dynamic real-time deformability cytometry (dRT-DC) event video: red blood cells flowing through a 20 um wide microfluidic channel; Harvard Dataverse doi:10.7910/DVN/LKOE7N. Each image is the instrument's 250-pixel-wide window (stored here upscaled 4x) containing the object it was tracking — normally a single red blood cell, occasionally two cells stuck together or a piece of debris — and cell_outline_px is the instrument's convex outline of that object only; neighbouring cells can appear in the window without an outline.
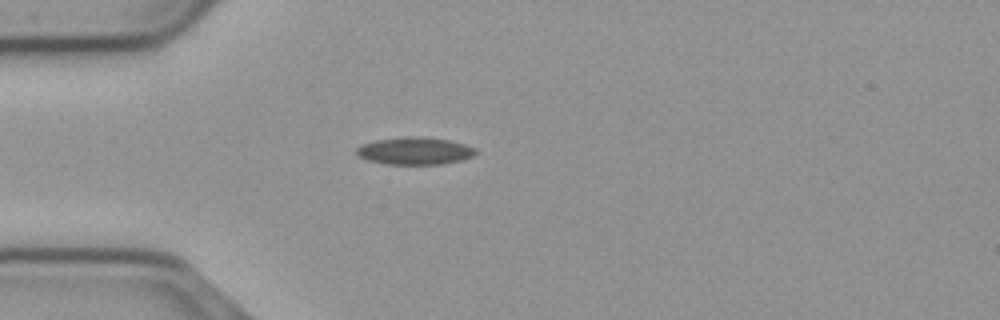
{"species": "common noctule bat (a hibernating species)", "species_latin": "Nyctalus noctula", "temperature_condition": "cold", "stored_images_in_passage": 41, "camera_frame_rate_fps": 3000, "um_per_image_px": 0.085, "animal": {"sex": "male", "body_mass_g": 23.1, "forearm_length_mm": 52.7}, "frame": {"image": 1, "passage_image": 1, "time_ms": 0.0, "image_size_px": [1000, 320], "cell_outline_px": [[476, 152], [472, 156], [460, 160], [444, 164], [384, 164], [368, 160], [360, 156], [356, 152], [356, 148], [360, 144], [376, 140], [408, 136], [416, 136], [448, 140], [464, 144], [476, 148]], "centroid_in_image_um": [35.23, 12.83], "position_along_channel_um": 49.8, "area_um2": 18.9}}
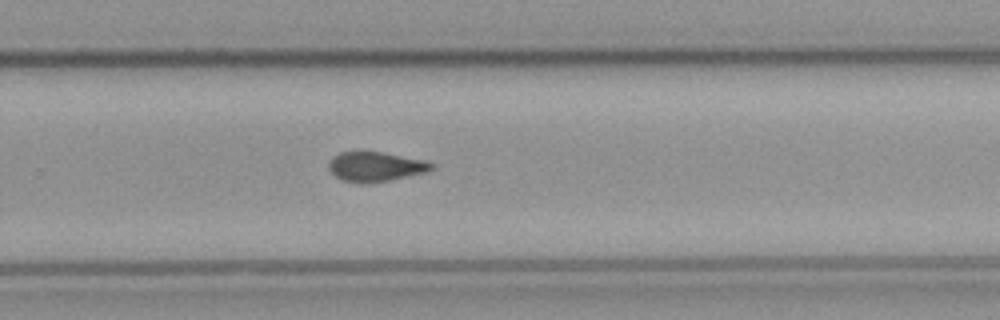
{"frame": {"image": 2, "passage_image": 22, "time_ms": 7.0, "image_size_px": [1000, 320], "cell_outline_px": [[436, 168], [428, 172], [388, 180], [344, 180], [336, 176], [332, 172], [328, 164], [328, 160], [332, 156], [340, 152], [384, 152], [428, 160], [436, 164]], "centroid_in_image_um": [32.03, 14.1], "position_along_channel_um": 297.8, "area_um2": 17.34}}
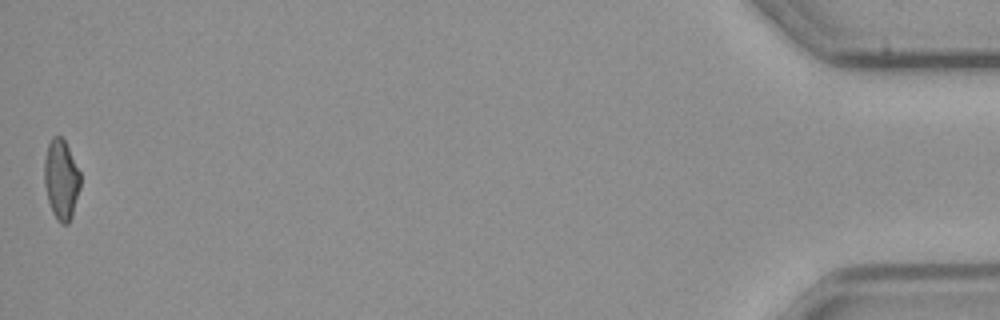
{"frame": {"image": 3, "passage_image": 41, "time_ms": 13.333, "image_size_px": [1000, 320], "cell_outline_px": [[80, 188], [72, 216], [68, 224], [60, 224], [56, 220], [52, 212], [48, 200], [44, 184], [44, 160], [48, 144], [52, 136], [60, 136], [64, 140], [80, 172]], "centroid_in_image_um": [5.19, 15.29], "position_along_channel_um": 430.0, "area_um2": 16.82}, "authors_computed_cell_mechanics": {"area_um2": 17.8602, "velocity_mm_per_s": 3.6996, "shape_relaxation_time_tau1_ms": null, "shape_relaxation_time_tau2_ms": 3.791, "deformation_change_tau1": null, "deformation_change_tau2": 0.0999}}